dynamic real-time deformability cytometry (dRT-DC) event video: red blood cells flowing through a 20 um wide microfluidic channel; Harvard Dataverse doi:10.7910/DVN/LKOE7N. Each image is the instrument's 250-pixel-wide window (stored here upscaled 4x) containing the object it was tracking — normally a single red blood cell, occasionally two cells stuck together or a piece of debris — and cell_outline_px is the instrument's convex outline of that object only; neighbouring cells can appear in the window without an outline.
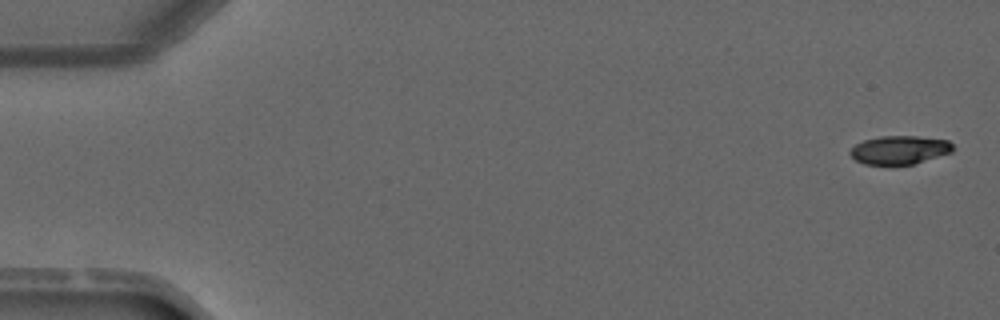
{"species": "common noctule bat (a hibernating species)", "species_latin": "Nyctalus noctula", "temperature_condition": "warm", "stored_images_in_passage": 4, "camera_frame_rate_fps": 3000, "um_per_image_px": 0.085, "animal": {"sex": "male", "forearm_length_mm": 52.5}, "frame": {"image": 1, "passage_image": 1, "time_ms": 0.0, "image_size_px": [1000, 320], "cell_outline_px": [[952, 152], [912, 164], [864, 164], [856, 160], [848, 152], [856, 144], [864, 140], [880, 136], [916, 136], [948, 140], [952, 144]], "centroid_in_image_um": [76.44, 12.73], "position_along_channel_um": 8.6, "area_um2": 16.82}}